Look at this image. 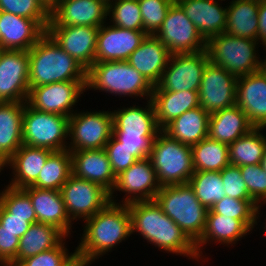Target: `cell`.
Masks as SVG:
<instances>
[{
	"instance_id": "6f0895ef",
	"label": "cell",
	"mask_w": 266,
	"mask_h": 266,
	"mask_svg": "<svg viewBox=\"0 0 266 266\" xmlns=\"http://www.w3.org/2000/svg\"><path fill=\"white\" fill-rule=\"evenodd\" d=\"M38 1L42 3L49 10V0H38Z\"/></svg>"
},
{
	"instance_id": "d590c367",
	"label": "cell",
	"mask_w": 266,
	"mask_h": 266,
	"mask_svg": "<svg viewBox=\"0 0 266 266\" xmlns=\"http://www.w3.org/2000/svg\"><path fill=\"white\" fill-rule=\"evenodd\" d=\"M72 175V158L68 149L53 151L47 158L37 180L31 185L39 189L60 191Z\"/></svg>"
},
{
	"instance_id": "681fc988",
	"label": "cell",
	"mask_w": 266,
	"mask_h": 266,
	"mask_svg": "<svg viewBox=\"0 0 266 266\" xmlns=\"http://www.w3.org/2000/svg\"><path fill=\"white\" fill-rule=\"evenodd\" d=\"M128 150L132 151L138 160L150 156L153 141L156 137H115Z\"/></svg>"
},
{
	"instance_id": "52a82bcc",
	"label": "cell",
	"mask_w": 266,
	"mask_h": 266,
	"mask_svg": "<svg viewBox=\"0 0 266 266\" xmlns=\"http://www.w3.org/2000/svg\"><path fill=\"white\" fill-rule=\"evenodd\" d=\"M258 44L261 45L258 40L223 32L211 37L207 41L206 49L213 64L221 66L238 78L259 71L261 59L257 55Z\"/></svg>"
},
{
	"instance_id": "d4e9b609",
	"label": "cell",
	"mask_w": 266,
	"mask_h": 266,
	"mask_svg": "<svg viewBox=\"0 0 266 266\" xmlns=\"http://www.w3.org/2000/svg\"><path fill=\"white\" fill-rule=\"evenodd\" d=\"M218 1L178 0L176 3L208 41L211 37L226 31L227 6H220Z\"/></svg>"
},
{
	"instance_id": "d6986e66",
	"label": "cell",
	"mask_w": 266,
	"mask_h": 266,
	"mask_svg": "<svg viewBox=\"0 0 266 266\" xmlns=\"http://www.w3.org/2000/svg\"><path fill=\"white\" fill-rule=\"evenodd\" d=\"M146 36L144 31L103 24L97 35L95 62L127 61Z\"/></svg>"
},
{
	"instance_id": "60d3db41",
	"label": "cell",
	"mask_w": 266,
	"mask_h": 266,
	"mask_svg": "<svg viewBox=\"0 0 266 266\" xmlns=\"http://www.w3.org/2000/svg\"><path fill=\"white\" fill-rule=\"evenodd\" d=\"M239 168L247 186V191L252 200L257 204L255 207V225H257L260 208L266 204V172L260 164L244 165Z\"/></svg>"
},
{
	"instance_id": "c3c4849f",
	"label": "cell",
	"mask_w": 266,
	"mask_h": 266,
	"mask_svg": "<svg viewBox=\"0 0 266 266\" xmlns=\"http://www.w3.org/2000/svg\"><path fill=\"white\" fill-rule=\"evenodd\" d=\"M20 238L4 229L0 224V264L7 266L15 257Z\"/></svg>"
},
{
	"instance_id": "9a60e30c",
	"label": "cell",
	"mask_w": 266,
	"mask_h": 266,
	"mask_svg": "<svg viewBox=\"0 0 266 266\" xmlns=\"http://www.w3.org/2000/svg\"><path fill=\"white\" fill-rule=\"evenodd\" d=\"M29 54L0 49V102H26L29 94Z\"/></svg>"
},
{
	"instance_id": "277c9868",
	"label": "cell",
	"mask_w": 266,
	"mask_h": 266,
	"mask_svg": "<svg viewBox=\"0 0 266 266\" xmlns=\"http://www.w3.org/2000/svg\"><path fill=\"white\" fill-rule=\"evenodd\" d=\"M154 200L194 244L201 238L208 209L200 203L189 183L162 186Z\"/></svg>"
},
{
	"instance_id": "30bf717a",
	"label": "cell",
	"mask_w": 266,
	"mask_h": 266,
	"mask_svg": "<svg viewBox=\"0 0 266 266\" xmlns=\"http://www.w3.org/2000/svg\"><path fill=\"white\" fill-rule=\"evenodd\" d=\"M210 61L208 51L172 54L153 90L199 91L203 71Z\"/></svg>"
},
{
	"instance_id": "f1b7e54d",
	"label": "cell",
	"mask_w": 266,
	"mask_h": 266,
	"mask_svg": "<svg viewBox=\"0 0 266 266\" xmlns=\"http://www.w3.org/2000/svg\"><path fill=\"white\" fill-rule=\"evenodd\" d=\"M150 99L161 129L184 112L200 106L199 91L153 90Z\"/></svg>"
},
{
	"instance_id": "5b68a950",
	"label": "cell",
	"mask_w": 266,
	"mask_h": 266,
	"mask_svg": "<svg viewBox=\"0 0 266 266\" xmlns=\"http://www.w3.org/2000/svg\"><path fill=\"white\" fill-rule=\"evenodd\" d=\"M153 86L127 61L95 62L87 70L86 90L94 89L131 98H151Z\"/></svg>"
},
{
	"instance_id": "7a4b0ae2",
	"label": "cell",
	"mask_w": 266,
	"mask_h": 266,
	"mask_svg": "<svg viewBox=\"0 0 266 266\" xmlns=\"http://www.w3.org/2000/svg\"><path fill=\"white\" fill-rule=\"evenodd\" d=\"M81 242L74 250L85 263H93L132 234L131 214L127 204L110 202L85 220Z\"/></svg>"
},
{
	"instance_id": "3957f363",
	"label": "cell",
	"mask_w": 266,
	"mask_h": 266,
	"mask_svg": "<svg viewBox=\"0 0 266 266\" xmlns=\"http://www.w3.org/2000/svg\"><path fill=\"white\" fill-rule=\"evenodd\" d=\"M29 87L87 81V70L46 33L29 51Z\"/></svg>"
},
{
	"instance_id": "f35d334b",
	"label": "cell",
	"mask_w": 266,
	"mask_h": 266,
	"mask_svg": "<svg viewBox=\"0 0 266 266\" xmlns=\"http://www.w3.org/2000/svg\"><path fill=\"white\" fill-rule=\"evenodd\" d=\"M107 16L112 26L143 31L142 15L138 0H114L108 4Z\"/></svg>"
},
{
	"instance_id": "9f6ffc18",
	"label": "cell",
	"mask_w": 266,
	"mask_h": 266,
	"mask_svg": "<svg viewBox=\"0 0 266 266\" xmlns=\"http://www.w3.org/2000/svg\"><path fill=\"white\" fill-rule=\"evenodd\" d=\"M58 0H49V11H51Z\"/></svg>"
},
{
	"instance_id": "7bdbcfd3",
	"label": "cell",
	"mask_w": 266,
	"mask_h": 266,
	"mask_svg": "<svg viewBox=\"0 0 266 266\" xmlns=\"http://www.w3.org/2000/svg\"><path fill=\"white\" fill-rule=\"evenodd\" d=\"M142 15L143 31L155 35L165 20L172 0H138Z\"/></svg>"
},
{
	"instance_id": "7c38bea8",
	"label": "cell",
	"mask_w": 266,
	"mask_h": 266,
	"mask_svg": "<svg viewBox=\"0 0 266 266\" xmlns=\"http://www.w3.org/2000/svg\"><path fill=\"white\" fill-rule=\"evenodd\" d=\"M68 217L72 221L94 216L110 201V193L99 184L75 177L73 174L60 189Z\"/></svg>"
},
{
	"instance_id": "2e32d148",
	"label": "cell",
	"mask_w": 266,
	"mask_h": 266,
	"mask_svg": "<svg viewBox=\"0 0 266 266\" xmlns=\"http://www.w3.org/2000/svg\"><path fill=\"white\" fill-rule=\"evenodd\" d=\"M237 77L209 61L199 89L200 106L208 113L236 105Z\"/></svg>"
},
{
	"instance_id": "11a10c76",
	"label": "cell",
	"mask_w": 266,
	"mask_h": 266,
	"mask_svg": "<svg viewBox=\"0 0 266 266\" xmlns=\"http://www.w3.org/2000/svg\"><path fill=\"white\" fill-rule=\"evenodd\" d=\"M260 165H261L262 169L266 172V147H265L264 154H263L262 160L260 162Z\"/></svg>"
},
{
	"instance_id": "8d00e7d4",
	"label": "cell",
	"mask_w": 266,
	"mask_h": 266,
	"mask_svg": "<svg viewBox=\"0 0 266 266\" xmlns=\"http://www.w3.org/2000/svg\"><path fill=\"white\" fill-rule=\"evenodd\" d=\"M195 171H221L229 163V148L225 143L206 137L191 146Z\"/></svg>"
},
{
	"instance_id": "83f0119b",
	"label": "cell",
	"mask_w": 266,
	"mask_h": 266,
	"mask_svg": "<svg viewBox=\"0 0 266 266\" xmlns=\"http://www.w3.org/2000/svg\"><path fill=\"white\" fill-rule=\"evenodd\" d=\"M250 229L239 219L227 217L221 214L214 213L208 209L206 224L201 238L195 243V249L198 257L202 256V247L207 243L217 242L222 245L235 244L240 238L250 233ZM212 240V241H211Z\"/></svg>"
},
{
	"instance_id": "816d5d0a",
	"label": "cell",
	"mask_w": 266,
	"mask_h": 266,
	"mask_svg": "<svg viewBox=\"0 0 266 266\" xmlns=\"http://www.w3.org/2000/svg\"><path fill=\"white\" fill-rule=\"evenodd\" d=\"M258 42L266 47V0H259L258 8Z\"/></svg>"
},
{
	"instance_id": "f546056e",
	"label": "cell",
	"mask_w": 266,
	"mask_h": 266,
	"mask_svg": "<svg viewBox=\"0 0 266 266\" xmlns=\"http://www.w3.org/2000/svg\"><path fill=\"white\" fill-rule=\"evenodd\" d=\"M25 102H0V167L23 145Z\"/></svg>"
},
{
	"instance_id": "e575fe53",
	"label": "cell",
	"mask_w": 266,
	"mask_h": 266,
	"mask_svg": "<svg viewBox=\"0 0 266 266\" xmlns=\"http://www.w3.org/2000/svg\"><path fill=\"white\" fill-rule=\"evenodd\" d=\"M263 128L254 127L247 134L228 145L229 163L234 166L260 164L266 147Z\"/></svg>"
},
{
	"instance_id": "603a6c76",
	"label": "cell",
	"mask_w": 266,
	"mask_h": 266,
	"mask_svg": "<svg viewBox=\"0 0 266 266\" xmlns=\"http://www.w3.org/2000/svg\"><path fill=\"white\" fill-rule=\"evenodd\" d=\"M72 174L80 179L99 184L109 193L112 192L116 176L104 148L70 151Z\"/></svg>"
},
{
	"instance_id": "8992f818",
	"label": "cell",
	"mask_w": 266,
	"mask_h": 266,
	"mask_svg": "<svg viewBox=\"0 0 266 266\" xmlns=\"http://www.w3.org/2000/svg\"><path fill=\"white\" fill-rule=\"evenodd\" d=\"M160 186L186 184L194 173L191 146L161 131L153 141L149 156Z\"/></svg>"
},
{
	"instance_id": "7402d4cb",
	"label": "cell",
	"mask_w": 266,
	"mask_h": 266,
	"mask_svg": "<svg viewBox=\"0 0 266 266\" xmlns=\"http://www.w3.org/2000/svg\"><path fill=\"white\" fill-rule=\"evenodd\" d=\"M236 105L253 127L266 124V77L259 71L237 78Z\"/></svg>"
},
{
	"instance_id": "ee69618b",
	"label": "cell",
	"mask_w": 266,
	"mask_h": 266,
	"mask_svg": "<svg viewBox=\"0 0 266 266\" xmlns=\"http://www.w3.org/2000/svg\"><path fill=\"white\" fill-rule=\"evenodd\" d=\"M0 11L27 17L34 21L50 20V11L38 0H0Z\"/></svg>"
},
{
	"instance_id": "ab89813d",
	"label": "cell",
	"mask_w": 266,
	"mask_h": 266,
	"mask_svg": "<svg viewBox=\"0 0 266 266\" xmlns=\"http://www.w3.org/2000/svg\"><path fill=\"white\" fill-rule=\"evenodd\" d=\"M253 200H239L225 196L210 209L217 214L241 220L250 230L255 227V207Z\"/></svg>"
},
{
	"instance_id": "cb8c5ba5",
	"label": "cell",
	"mask_w": 266,
	"mask_h": 266,
	"mask_svg": "<svg viewBox=\"0 0 266 266\" xmlns=\"http://www.w3.org/2000/svg\"><path fill=\"white\" fill-rule=\"evenodd\" d=\"M23 190L30 196L37 222L56 227L66 237L70 235L73 223L68 217L60 191L31 186Z\"/></svg>"
},
{
	"instance_id": "1f68e13d",
	"label": "cell",
	"mask_w": 266,
	"mask_h": 266,
	"mask_svg": "<svg viewBox=\"0 0 266 266\" xmlns=\"http://www.w3.org/2000/svg\"><path fill=\"white\" fill-rule=\"evenodd\" d=\"M209 117L210 113L198 106L172 120L162 131L180 143L193 146L208 137Z\"/></svg>"
},
{
	"instance_id": "b9f144b4",
	"label": "cell",
	"mask_w": 266,
	"mask_h": 266,
	"mask_svg": "<svg viewBox=\"0 0 266 266\" xmlns=\"http://www.w3.org/2000/svg\"><path fill=\"white\" fill-rule=\"evenodd\" d=\"M0 204L13 216L29 217L31 224L37 223V218L30 196L23 190L6 186L0 192Z\"/></svg>"
},
{
	"instance_id": "4316f807",
	"label": "cell",
	"mask_w": 266,
	"mask_h": 266,
	"mask_svg": "<svg viewBox=\"0 0 266 266\" xmlns=\"http://www.w3.org/2000/svg\"><path fill=\"white\" fill-rule=\"evenodd\" d=\"M53 151L46 148L22 145L1 167L0 172L10 166L13 178L8 186L23 189L31 186L38 178L48 156Z\"/></svg>"
},
{
	"instance_id": "bcb514c9",
	"label": "cell",
	"mask_w": 266,
	"mask_h": 266,
	"mask_svg": "<svg viewBox=\"0 0 266 266\" xmlns=\"http://www.w3.org/2000/svg\"><path fill=\"white\" fill-rule=\"evenodd\" d=\"M104 150L109 158L115 176L128 169L138 160L132 155V151L124 147L113 135H111L110 140L104 146Z\"/></svg>"
},
{
	"instance_id": "ffe728a7",
	"label": "cell",
	"mask_w": 266,
	"mask_h": 266,
	"mask_svg": "<svg viewBox=\"0 0 266 266\" xmlns=\"http://www.w3.org/2000/svg\"><path fill=\"white\" fill-rule=\"evenodd\" d=\"M48 24L0 11L1 49L29 51L46 34Z\"/></svg>"
},
{
	"instance_id": "484cf974",
	"label": "cell",
	"mask_w": 266,
	"mask_h": 266,
	"mask_svg": "<svg viewBox=\"0 0 266 266\" xmlns=\"http://www.w3.org/2000/svg\"><path fill=\"white\" fill-rule=\"evenodd\" d=\"M170 56L167 47L155 35H147L127 62L154 87L159 83Z\"/></svg>"
},
{
	"instance_id": "f6af8a7d",
	"label": "cell",
	"mask_w": 266,
	"mask_h": 266,
	"mask_svg": "<svg viewBox=\"0 0 266 266\" xmlns=\"http://www.w3.org/2000/svg\"><path fill=\"white\" fill-rule=\"evenodd\" d=\"M63 241L50 250L21 260L16 266H66L76 256V252L69 253Z\"/></svg>"
},
{
	"instance_id": "4fadbf2b",
	"label": "cell",
	"mask_w": 266,
	"mask_h": 266,
	"mask_svg": "<svg viewBox=\"0 0 266 266\" xmlns=\"http://www.w3.org/2000/svg\"><path fill=\"white\" fill-rule=\"evenodd\" d=\"M86 84L87 81H62L32 87L26 103L41 112L70 117L77 111L73 107L85 92Z\"/></svg>"
},
{
	"instance_id": "f907efd6",
	"label": "cell",
	"mask_w": 266,
	"mask_h": 266,
	"mask_svg": "<svg viewBox=\"0 0 266 266\" xmlns=\"http://www.w3.org/2000/svg\"><path fill=\"white\" fill-rule=\"evenodd\" d=\"M0 224L4 226L5 230L15 234L18 238H21L31 225L29 217L13 216L1 204Z\"/></svg>"
},
{
	"instance_id": "836d02e7",
	"label": "cell",
	"mask_w": 266,
	"mask_h": 266,
	"mask_svg": "<svg viewBox=\"0 0 266 266\" xmlns=\"http://www.w3.org/2000/svg\"><path fill=\"white\" fill-rule=\"evenodd\" d=\"M227 6L226 33L258 40L259 0H232Z\"/></svg>"
},
{
	"instance_id": "680465c9",
	"label": "cell",
	"mask_w": 266,
	"mask_h": 266,
	"mask_svg": "<svg viewBox=\"0 0 266 266\" xmlns=\"http://www.w3.org/2000/svg\"><path fill=\"white\" fill-rule=\"evenodd\" d=\"M107 5L111 2H113L114 0H103Z\"/></svg>"
},
{
	"instance_id": "ba28073f",
	"label": "cell",
	"mask_w": 266,
	"mask_h": 266,
	"mask_svg": "<svg viewBox=\"0 0 266 266\" xmlns=\"http://www.w3.org/2000/svg\"><path fill=\"white\" fill-rule=\"evenodd\" d=\"M69 117L35 110L26 102L22 118L23 144L51 151L67 149Z\"/></svg>"
},
{
	"instance_id": "91938a15",
	"label": "cell",
	"mask_w": 266,
	"mask_h": 266,
	"mask_svg": "<svg viewBox=\"0 0 266 266\" xmlns=\"http://www.w3.org/2000/svg\"><path fill=\"white\" fill-rule=\"evenodd\" d=\"M0 49H1V33H0Z\"/></svg>"
},
{
	"instance_id": "d6a6232c",
	"label": "cell",
	"mask_w": 266,
	"mask_h": 266,
	"mask_svg": "<svg viewBox=\"0 0 266 266\" xmlns=\"http://www.w3.org/2000/svg\"><path fill=\"white\" fill-rule=\"evenodd\" d=\"M67 238L59 229L48 224L33 223L19 241L16 257L7 266L56 247Z\"/></svg>"
},
{
	"instance_id": "ac0fdd59",
	"label": "cell",
	"mask_w": 266,
	"mask_h": 266,
	"mask_svg": "<svg viewBox=\"0 0 266 266\" xmlns=\"http://www.w3.org/2000/svg\"><path fill=\"white\" fill-rule=\"evenodd\" d=\"M108 5L103 0H58L48 26H94L106 23Z\"/></svg>"
},
{
	"instance_id": "7dc6e473",
	"label": "cell",
	"mask_w": 266,
	"mask_h": 266,
	"mask_svg": "<svg viewBox=\"0 0 266 266\" xmlns=\"http://www.w3.org/2000/svg\"><path fill=\"white\" fill-rule=\"evenodd\" d=\"M220 176L226 196L239 200H252L238 166L229 164L220 171Z\"/></svg>"
},
{
	"instance_id": "e0dca14e",
	"label": "cell",
	"mask_w": 266,
	"mask_h": 266,
	"mask_svg": "<svg viewBox=\"0 0 266 266\" xmlns=\"http://www.w3.org/2000/svg\"><path fill=\"white\" fill-rule=\"evenodd\" d=\"M99 27L47 26L46 33L88 70L95 63Z\"/></svg>"
},
{
	"instance_id": "4dcf8cb0",
	"label": "cell",
	"mask_w": 266,
	"mask_h": 266,
	"mask_svg": "<svg viewBox=\"0 0 266 266\" xmlns=\"http://www.w3.org/2000/svg\"><path fill=\"white\" fill-rule=\"evenodd\" d=\"M253 128L242 109L234 105L210 114L208 137L229 145Z\"/></svg>"
},
{
	"instance_id": "f5cc1de1",
	"label": "cell",
	"mask_w": 266,
	"mask_h": 266,
	"mask_svg": "<svg viewBox=\"0 0 266 266\" xmlns=\"http://www.w3.org/2000/svg\"><path fill=\"white\" fill-rule=\"evenodd\" d=\"M66 266H90L76 255Z\"/></svg>"
},
{
	"instance_id": "44dd1931",
	"label": "cell",
	"mask_w": 266,
	"mask_h": 266,
	"mask_svg": "<svg viewBox=\"0 0 266 266\" xmlns=\"http://www.w3.org/2000/svg\"><path fill=\"white\" fill-rule=\"evenodd\" d=\"M144 107L130 106L112 111L114 137H157L162 131L158 126L154 107L149 99Z\"/></svg>"
},
{
	"instance_id": "6da1fadb",
	"label": "cell",
	"mask_w": 266,
	"mask_h": 266,
	"mask_svg": "<svg viewBox=\"0 0 266 266\" xmlns=\"http://www.w3.org/2000/svg\"><path fill=\"white\" fill-rule=\"evenodd\" d=\"M127 205L131 214L132 234L138 232L143 239L166 253L199 260L195 244L155 200L135 201Z\"/></svg>"
},
{
	"instance_id": "8fae6325",
	"label": "cell",
	"mask_w": 266,
	"mask_h": 266,
	"mask_svg": "<svg viewBox=\"0 0 266 266\" xmlns=\"http://www.w3.org/2000/svg\"><path fill=\"white\" fill-rule=\"evenodd\" d=\"M155 36L167 47L171 55L203 51L207 47V41L176 2L167 11L165 20Z\"/></svg>"
},
{
	"instance_id": "9c48e42d",
	"label": "cell",
	"mask_w": 266,
	"mask_h": 266,
	"mask_svg": "<svg viewBox=\"0 0 266 266\" xmlns=\"http://www.w3.org/2000/svg\"><path fill=\"white\" fill-rule=\"evenodd\" d=\"M112 111L75 112L69 117V151L102 149L110 140Z\"/></svg>"
},
{
	"instance_id": "5bb4252c",
	"label": "cell",
	"mask_w": 266,
	"mask_h": 266,
	"mask_svg": "<svg viewBox=\"0 0 266 266\" xmlns=\"http://www.w3.org/2000/svg\"><path fill=\"white\" fill-rule=\"evenodd\" d=\"M161 186L159 184L156 171L153 168L149 157L137 160L128 169L116 176V182L110 193V201L118 204L114 200V191H121L126 196L119 201L128 204L135 201L154 200Z\"/></svg>"
},
{
	"instance_id": "74e56055",
	"label": "cell",
	"mask_w": 266,
	"mask_h": 266,
	"mask_svg": "<svg viewBox=\"0 0 266 266\" xmlns=\"http://www.w3.org/2000/svg\"><path fill=\"white\" fill-rule=\"evenodd\" d=\"M188 183L207 209L226 196L219 171H194Z\"/></svg>"
},
{
	"instance_id": "db71d44e",
	"label": "cell",
	"mask_w": 266,
	"mask_h": 266,
	"mask_svg": "<svg viewBox=\"0 0 266 266\" xmlns=\"http://www.w3.org/2000/svg\"><path fill=\"white\" fill-rule=\"evenodd\" d=\"M263 50H266V47ZM259 72L266 77V58L260 61Z\"/></svg>"
}]
</instances>
